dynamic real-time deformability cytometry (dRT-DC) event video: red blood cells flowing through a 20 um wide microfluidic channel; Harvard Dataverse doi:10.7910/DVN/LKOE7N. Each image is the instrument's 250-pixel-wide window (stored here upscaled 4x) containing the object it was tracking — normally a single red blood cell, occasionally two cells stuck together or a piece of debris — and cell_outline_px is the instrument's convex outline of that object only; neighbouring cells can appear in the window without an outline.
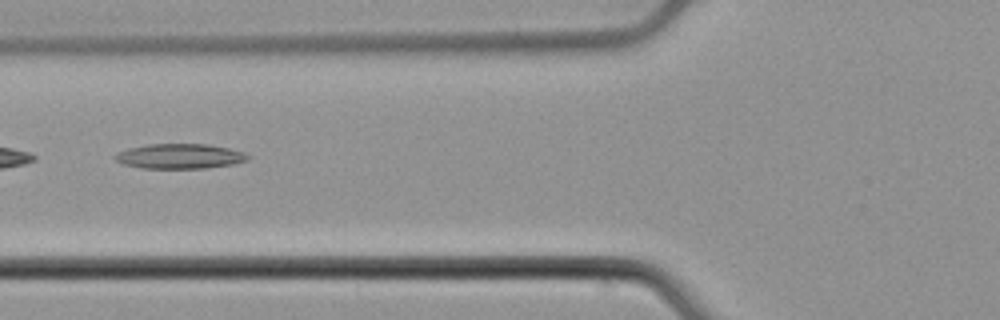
{"species": "common noctule bat (a hibernating species)", "species_latin": "Nyctalus noctula", "temperature_condition": "cold", "stored_images_in_passage": 6, "camera_frame_rate_fps": 3000, "um_per_image_px": 0.085, "animal": {"sex": "male", "body_mass_g": 21.5, "forearm_length_mm": 52.0}, "frame": {"image": 1, "passage_image": 6, "time_ms": 1.667, "image_size_px": [1000, 320], "cell_outline_px": [[252, 156], [248, 160], [232, 164], [204, 168], [140, 168], [124, 164], [116, 160], [112, 156], [128, 148], [148, 144], [208, 144], [228, 148], [244, 152]], "centroid_in_image_um": [15.3, 13.27], "position_along_channel_um": 110.5, "area_um2": 19.25}}